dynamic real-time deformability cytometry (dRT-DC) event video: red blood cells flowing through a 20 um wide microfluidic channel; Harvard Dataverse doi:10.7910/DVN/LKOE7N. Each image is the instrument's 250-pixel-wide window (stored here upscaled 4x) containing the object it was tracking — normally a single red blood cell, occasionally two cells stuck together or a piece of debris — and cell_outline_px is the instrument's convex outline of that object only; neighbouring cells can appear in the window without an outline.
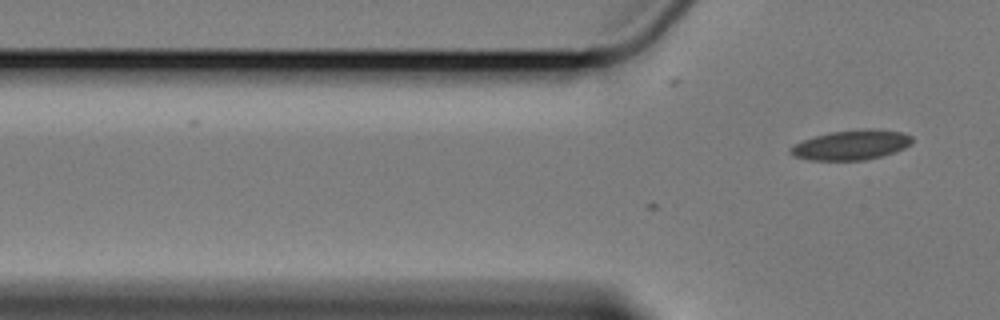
{"species": "Egyptian fruit bat (a non-hibernating species)", "species_latin": "Rousettus aegyptiacus", "temperature_condition": "cold", "stored_images_in_passage": 2, "camera_frame_rate_fps": 3000, "um_per_image_px": 0.085, "animal": {"sex": "female"}, "frame": {"image": 1, "passage_image": 2, "time_ms": 0.333, "image_size_px": [1000, 320], "cell_outline_px": [[912, 144], [896, 152], [864, 160], [808, 160], [792, 156], [788, 152], [788, 148], [792, 144], [828, 132], [864, 128], [876, 128], [904, 132], [912, 136]], "centroid_in_image_um": [72.35, 12.31], "position_along_channel_um": 53.5, "area_um2": 21.56}}